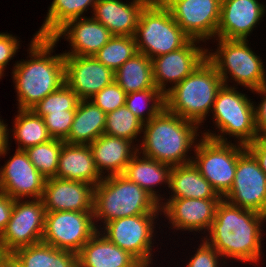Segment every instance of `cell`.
<instances>
[{"label":"cell","mask_w":266,"mask_h":267,"mask_svg":"<svg viewBox=\"0 0 266 267\" xmlns=\"http://www.w3.org/2000/svg\"><path fill=\"white\" fill-rule=\"evenodd\" d=\"M265 222L266 215L243 209L222 199L214 221L203 239L225 262L228 259L231 263L237 260L241 264L244 262L256 266L262 261V254H265L262 251V226Z\"/></svg>","instance_id":"1"},{"label":"cell","mask_w":266,"mask_h":267,"mask_svg":"<svg viewBox=\"0 0 266 267\" xmlns=\"http://www.w3.org/2000/svg\"><path fill=\"white\" fill-rule=\"evenodd\" d=\"M31 39L27 59L15 62L11 72L17 109H32L65 83L64 54L55 53L56 42L50 37H37L35 34Z\"/></svg>","instance_id":"2"},{"label":"cell","mask_w":266,"mask_h":267,"mask_svg":"<svg viewBox=\"0 0 266 267\" xmlns=\"http://www.w3.org/2000/svg\"><path fill=\"white\" fill-rule=\"evenodd\" d=\"M199 128L201 129L196 123L183 119L164 107L154 118L143 123L138 152L172 167L192 163L193 157L189 156V151L195 149L202 137Z\"/></svg>","instance_id":"3"},{"label":"cell","mask_w":266,"mask_h":267,"mask_svg":"<svg viewBox=\"0 0 266 267\" xmlns=\"http://www.w3.org/2000/svg\"><path fill=\"white\" fill-rule=\"evenodd\" d=\"M140 214L161 216L160 203L122 174L105 176L94 187L93 216L97 230L111 220Z\"/></svg>","instance_id":"4"},{"label":"cell","mask_w":266,"mask_h":267,"mask_svg":"<svg viewBox=\"0 0 266 267\" xmlns=\"http://www.w3.org/2000/svg\"><path fill=\"white\" fill-rule=\"evenodd\" d=\"M216 68L205 59L189 76L165 95V108L203 127L223 85ZM209 113V114H208Z\"/></svg>","instance_id":"5"},{"label":"cell","mask_w":266,"mask_h":267,"mask_svg":"<svg viewBox=\"0 0 266 267\" xmlns=\"http://www.w3.org/2000/svg\"><path fill=\"white\" fill-rule=\"evenodd\" d=\"M237 89L222 85L211 110L212 122L217 131L203 130L200 131L201 136L219 142H231V137H235L234 142L244 146L259 137L255 127L254 101Z\"/></svg>","instance_id":"6"},{"label":"cell","mask_w":266,"mask_h":267,"mask_svg":"<svg viewBox=\"0 0 266 267\" xmlns=\"http://www.w3.org/2000/svg\"><path fill=\"white\" fill-rule=\"evenodd\" d=\"M214 40L218 47L214 50L212 47L210 50L206 48V59L216 68L225 85L244 86L245 90L254 91L266 84L264 62L262 57L250 48V40ZM229 82L234 84L231 85Z\"/></svg>","instance_id":"7"},{"label":"cell","mask_w":266,"mask_h":267,"mask_svg":"<svg viewBox=\"0 0 266 267\" xmlns=\"http://www.w3.org/2000/svg\"><path fill=\"white\" fill-rule=\"evenodd\" d=\"M134 39L138 52L150 59L176 51L191 40L161 0H151L144 7Z\"/></svg>","instance_id":"8"},{"label":"cell","mask_w":266,"mask_h":267,"mask_svg":"<svg viewBox=\"0 0 266 267\" xmlns=\"http://www.w3.org/2000/svg\"><path fill=\"white\" fill-rule=\"evenodd\" d=\"M246 146L219 142L200 137L193 154L192 163L222 197L231 189L235 178L238 156Z\"/></svg>","instance_id":"9"},{"label":"cell","mask_w":266,"mask_h":267,"mask_svg":"<svg viewBox=\"0 0 266 267\" xmlns=\"http://www.w3.org/2000/svg\"><path fill=\"white\" fill-rule=\"evenodd\" d=\"M159 214H140L111 220L98 231L108 240L129 252L142 265H153V250ZM158 219V220H156ZM156 221V222H155ZM154 237V238H153Z\"/></svg>","instance_id":"10"},{"label":"cell","mask_w":266,"mask_h":267,"mask_svg":"<svg viewBox=\"0 0 266 267\" xmlns=\"http://www.w3.org/2000/svg\"><path fill=\"white\" fill-rule=\"evenodd\" d=\"M97 231L93 212H46L42 242L78 254Z\"/></svg>","instance_id":"11"},{"label":"cell","mask_w":266,"mask_h":267,"mask_svg":"<svg viewBox=\"0 0 266 267\" xmlns=\"http://www.w3.org/2000/svg\"><path fill=\"white\" fill-rule=\"evenodd\" d=\"M45 213L42 199L14 201L10 220L0 235V242L8 254L42 242Z\"/></svg>","instance_id":"12"},{"label":"cell","mask_w":266,"mask_h":267,"mask_svg":"<svg viewBox=\"0 0 266 267\" xmlns=\"http://www.w3.org/2000/svg\"><path fill=\"white\" fill-rule=\"evenodd\" d=\"M223 199L232 205L266 215V174L247 148L238 156L233 184Z\"/></svg>","instance_id":"13"},{"label":"cell","mask_w":266,"mask_h":267,"mask_svg":"<svg viewBox=\"0 0 266 267\" xmlns=\"http://www.w3.org/2000/svg\"><path fill=\"white\" fill-rule=\"evenodd\" d=\"M175 22L191 38L202 43L216 38L221 0H161Z\"/></svg>","instance_id":"14"},{"label":"cell","mask_w":266,"mask_h":267,"mask_svg":"<svg viewBox=\"0 0 266 267\" xmlns=\"http://www.w3.org/2000/svg\"><path fill=\"white\" fill-rule=\"evenodd\" d=\"M200 42L191 39L184 47L151 59L154 85L164 95L206 59L207 47Z\"/></svg>","instance_id":"15"},{"label":"cell","mask_w":266,"mask_h":267,"mask_svg":"<svg viewBox=\"0 0 266 267\" xmlns=\"http://www.w3.org/2000/svg\"><path fill=\"white\" fill-rule=\"evenodd\" d=\"M223 198L215 199H163L160 203L161 215L163 214L169 228L181 231L197 232L206 235L214 221L216 210ZM166 201V202H165Z\"/></svg>","instance_id":"16"},{"label":"cell","mask_w":266,"mask_h":267,"mask_svg":"<svg viewBox=\"0 0 266 267\" xmlns=\"http://www.w3.org/2000/svg\"><path fill=\"white\" fill-rule=\"evenodd\" d=\"M45 181L25 150L16 149L0 167V191L14 200L41 199Z\"/></svg>","instance_id":"17"},{"label":"cell","mask_w":266,"mask_h":267,"mask_svg":"<svg viewBox=\"0 0 266 267\" xmlns=\"http://www.w3.org/2000/svg\"><path fill=\"white\" fill-rule=\"evenodd\" d=\"M65 84L79 100H90L114 81V72L94 56L64 55Z\"/></svg>","instance_id":"18"},{"label":"cell","mask_w":266,"mask_h":267,"mask_svg":"<svg viewBox=\"0 0 266 267\" xmlns=\"http://www.w3.org/2000/svg\"><path fill=\"white\" fill-rule=\"evenodd\" d=\"M265 14L266 4L260 0H221L216 38L247 40Z\"/></svg>","instance_id":"19"},{"label":"cell","mask_w":266,"mask_h":267,"mask_svg":"<svg viewBox=\"0 0 266 267\" xmlns=\"http://www.w3.org/2000/svg\"><path fill=\"white\" fill-rule=\"evenodd\" d=\"M110 31L92 16H84L67 21L50 38L56 44L64 38L69 43L70 50L64 55L93 56L112 37Z\"/></svg>","instance_id":"20"},{"label":"cell","mask_w":266,"mask_h":267,"mask_svg":"<svg viewBox=\"0 0 266 267\" xmlns=\"http://www.w3.org/2000/svg\"><path fill=\"white\" fill-rule=\"evenodd\" d=\"M94 185L57 177L46 179L42 201L46 212H93Z\"/></svg>","instance_id":"21"},{"label":"cell","mask_w":266,"mask_h":267,"mask_svg":"<svg viewBox=\"0 0 266 267\" xmlns=\"http://www.w3.org/2000/svg\"><path fill=\"white\" fill-rule=\"evenodd\" d=\"M151 0H97L92 17L112 35L134 36L139 17Z\"/></svg>","instance_id":"22"},{"label":"cell","mask_w":266,"mask_h":267,"mask_svg":"<svg viewBox=\"0 0 266 267\" xmlns=\"http://www.w3.org/2000/svg\"><path fill=\"white\" fill-rule=\"evenodd\" d=\"M89 146L96 169L102 177L123 174L132 157L138 152V144L107 134H102Z\"/></svg>","instance_id":"23"},{"label":"cell","mask_w":266,"mask_h":267,"mask_svg":"<svg viewBox=\"0 0 266 267\" xmlns=\"http://www.w3.org/2000/svg\"><path fill=\"white\" fill-rule=\"evenodd\" d=\"M79 267H141L129 252L122 250L97 231L78 253Z\"/></svg>","instance_id":"24"},{"label":"cell","mask_w":266,"mask_h":267,"mask_svg":"<svg viewBox=\"0 0 266 267\" xmlns=\"http://www.w3.org/2000/svg\"><path fill=\"white\" fill-rule=\"evenodd\" d=\"M56 177L96 186L103 177L97 171L89 145L64 143L59 154Z\"/></svg>","instance_id":"25"},{"label":"cell","mask_w":266,"mask_h":267,"mask_svg":"<svg viewBox=\"0 0 266 267\" xmlns=\"http://www.w3.org/2000/svg\"><path fill=\"white\" fill-rule=\"evenodd\" d=\"M171 169V165L145 157L137 152L122 175L139 185L161 203L164 195H161L158 189L156 191L155 187L159 186L160 188L162 185H165L163 187H169Z\"/></svg>","instance_id":"26"},{"label":"cell","mask_w":266,"mask_h":267,"mask_svg":"<svg viewBox=\"0 0 266 267\" xmlns=\"http://www.w3.org/2000/svg\"><path fill=\"white\" fill-rule=\"evenodd\" d=\"M169 198L215 199L223 198L205 179L193 163L173 166L169 181Z\"/></svg>","instance_id":"27"},{"label":"cell","mask_w":266,"mask_h":267,"mask_svg":"<svg viewBox=\"0 0 266 267\" xmlns=\"http://www.w3.org/2000/svg\"><path fill=\"white\" fill-rule=\"evenodd\" d=\"M106 113L91 100H80L68 137V144L89 145L104 134Z\"/></svg>","instance_id":"28"},{"label":"cell","mask_w":266,"mask_h":267,"mask_svg":"<svg viewBox=\"0 0 266 267\" xmlns=\"http://www.w3.org/2000/svg\"><path fill=\"white\" fill-rule=\"evenodd\" d=\"M12 255L21 267H79L77 253L43 242L18 248Z\"/></svg>","instance_id":"29"},{"label":"cell","mask_w":266,"mask_h":267,"mask_svg":"<svg viewBox=\"0 0 266 267\" xmlns=\"http://www.w3.org/2000/svg\"><path fill=\"white\" fill-rule=\"evenodd\" d=\"M114 81L128 94L158 89L153 82L152 60L137 52L114 72Z\"/></svg>","instance_id":"30"},{"label":"cell","mask_w":266,"mask_h":267,"mask_svg":"<svg viewBox=\"0 0 266 267\" xmlns=\"http://www.w3.org/2000/svg\"><path fill=\"white\" fill-rule=\"evenodd\" d=\"M14 115L13 129L8 128V133L17 144V150H26L31 146L43 144L53 139L45 125L44 119L32 109H18Z\"/></svg>","instance_id":"31"},{"label":"cell","mask_w":266,"mask_h":267,"mask_svg":"<svg viewBox=\"0 0 266 267\" xmlns=\"http://www.w3.org/2000/svg\"><path fill=\"white\" fill-rule=\"evenodd\" d=\"M96 2L97 0H52L42 26L35 35L51 37L67 21L84 17L88 9L92 15Z\"/></svg>","instance_id":"32"},{"label":"cell","mask_w":266,"mask_h":267,"mask_svg":"<svg viewBox=\"0 0 266 267\" xmlns=\"http://www.w3.org/2000/svg\"><path fill=\"white\" fill-rule=\"evenodd\" d=\"M142 130L143 122L125 105L106 114L104 134L125 138L134 144L138 142L139 145L140 139H137V137H142Z\"/></svg>","instance_id":"33"},{"label":"cell","mask_w":266,"mask_h":267,"mask_svg":"<svg viewBox=\"0 0 266 267\" xmlns=\"http://www.w3.org/2000/svg\"><path fill=\"white\" fill-rule=\"evenodd\" d=\"M138 52L134 36L113 35L93 56L115 72Z\"/></svg>","instance_id":"34"},{"label":"cell","mask_w":266,"mask_h":267,"mask_svg":"<svg viewBox=\"0 0 266 267\" xmlns=\"http://www.w3.org/2000/svg\"><path fill=\"white\" fill-rule=\"evenodd\" d=\"M125 106L146 123L165 107L164 94L159 89L131 92L126 95Z\"/></svg>","instance_id":"35"},{"label":"cell","mask_w":266,"mask_h":267,"mask_svg":"<svg viewBox=\"0 0 266 267\" xmlns=\"http://www.w3.org/2000/svg\"><path fill=\"white\" fill-rule=\"evenodd\" d=\"M64 143V140L51 139L46 143L31 146L25 150L29 160L44 178L56 177L59 154Z\"/></svg>","instance_id":"36"},{"label":"cell","mask_w":266,"mask_h":267,"mask_svg":"<svg viewBox=\"0 0 266 267\" xmlns=\"http://www.w3.org/2000/svg\"><path fill=\"white\" fill-rule=\"evenodd\" d=\"M79 101L77 94L64 83L58 90L37 103L32 110L43 117L51 112L76 110Z\"/></svg>","instance_id":"37"},{"label":"cell","mask_w":266,"mask_h":267,"mask_svg":"<svg viewBox=\"0 0 266 267\" xmlns=\"http://www.w3.org/2000/svg\"><path fill=\"white\" fill-rule=\"evenodd\" d=\"M127 93L115 82L104 87L90 100L106 114L125 105Z\"/></svg>","instance_id":"38"},{"label":"cell","mask_w":266,"mask_h":267,"mask_svg":"<svg viewBox=\"0 0 266 267\" xmlns=\"http://www.w3.org/2000/svg\"><path fill=\"white\" fill-rule=\"evenodd\" d=\"M75 112L76 110L51 112L42 117L53 139L65 140L68 137Z\"/></svg>","instance_id":"39"},{"label":"cell","mask_w":266,"mask_h":267,"mask_svg":"<svg viewBox=\"0 0 266 267\" xmlns=\"http://www.w3.org/2000/svg\"><path fill=\"white\" fill-rule=\"evenodd\" d=\"M201 239L186 267H224L228 262H225L223 257L203 238Z\"/></svg>","instance_id":"40"},{"label":"cell","mask_w":266,"mask_h":267,"mask_svg":"<svg viewBox=\"0 0 266 267\" xmlns=\"http://www.w3.org/2000/svg\"><path fill=\"white\" fill-rule=\"evenodd\" d=\"M18 38L8 32H0V79L6 76L4 72L7 65H10V60L14 59L21 47V41Z\"/></svg>","instance_id":"41"},{"label":"cell","mask_w":266,"mask_h":267,"mask_svg":"<svg viewBox=\"0 0 266 267\" xmlns=\"http://www.w3.org/2000/svg\"><path fill=\"white\" fill-rule=\"evenodd\" d=\"M251 93L259 95L262 99L258 104L254 102L255 127L260 136L266 130V84Z\"/></svg>","instance_id":"42"},{"label":"cell","mask_w":266,"mask_h":267,"mask_svg":"<svg viewBox=\"0 0 266 267\" xmlns=\"http://www.w3.org/2000/svg\"><path fill=\"white\" fill-rule=\"evenodd\" d=\"M14 201L10 196L0 191V235L10 220Z\"/></svg>","instance_id":"43"},{"label":"cell","mask_w":266,"mask_h":267,"mask_svg":"<svg viewBox=\"0 0 266 267\" xmlns=\"http://www.w3.org/2000/svg\"><path fill=\"white\" fill-rule=\"evenodd\" d=\"M246 148L254 155L260 168L266 174V142L259 136L252 143L248 144Z\"/></svg>","instance_id":"44"},{"label":"cell","mask_w":266,"mask_h":267,"mask_svg":"<svg viewBox=\"0 0 266 267\" xmlns=\"http://www.w3.org/2000/svg\"><path fill=\"white\" fill-rule=\"evenodd\" d=\"M0 117V158H5L4 156H7L9 150H10V142L12 139L9 140V138H12L10 134L8 133V124L4 122V119H1ZM6 123V124H5Z\"/></svg>","instance_id":"45"},{"label":"cell","mask_w":266,"mask_h":267,"mask_svg":"<svg viewBox=\"0 0 266 267\" xmlns=\"http://www.w3.org/2000/svg\"><path fill=\"white\" fill-rule=\"evenodd\" d=\"M0 267H21L12 254H8L0 263Z\"/></svg>","instance_id":"46"},{"label":"cell","mask_w":266,"mask_h":267,"mask_svg":"<svg viewBox=\"0 0 266 267\" xmlns=\"http://www.w3.org/2000/svg\"><path fill=\"white\" fill-rule=\"evenodd\" d=\"M7 255L8 253L5 251L2 243L0 242V263Z\"/></svg>","instance_id":"47"},{"label":"cell","mask_w":266,"mask_h":267,"mask_svg":"<svg viewBox=\"0 0 266 267\" xmlns=\"http://www.w3.org/2000/svg\"><path fill=\"white\" fill-rule=\"evenodd\" d=\"M260 137L266 142V130L260 135Z\"/></svg>","instance_id":"48"},{"label":"cell","mask_w":266,"mask_h":267,"mask_svg":"<svg viewBox=\"0 0 266 267\" xmlns=\"http://www.w3.org/2000/svg\"><path fill=\"white\" fill-rule=\"evenodd\" d=\"M141 267H153V266H150V265H142Z\"/></svg>","instance_id":"49"}]
</instances>
